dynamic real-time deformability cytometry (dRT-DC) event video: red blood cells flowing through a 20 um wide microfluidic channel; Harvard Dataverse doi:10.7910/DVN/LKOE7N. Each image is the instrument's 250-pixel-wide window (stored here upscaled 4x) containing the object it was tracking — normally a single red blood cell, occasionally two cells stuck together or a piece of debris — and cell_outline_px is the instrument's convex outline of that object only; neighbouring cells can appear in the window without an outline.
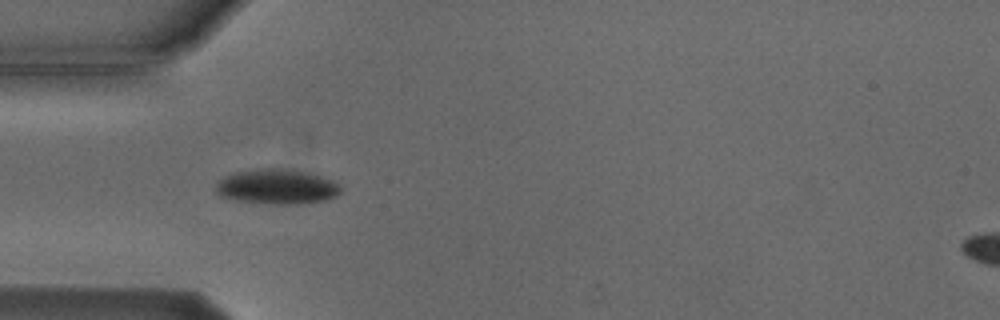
{"species": "Egyptian fruit bat (a non-hibernating species)", "species_latin": "Rousettus aegyptiacus", "temperature_condition": "cold", "stored_images_in_passage": 5, "camera_frame_rate_fps": 3000, "um_per_image_px": 0.085, "animal": {"sex": "male"}, "frame": {"image": 1, "passage_image": 4, "time_ms": 3.333, "image_size_px": [1000, 320], "cell_outline_px": [[340, 192], [336, 196], [328, 200], [300, 204], [276, 204], [236, 200], [220, 196], [216, 192], [216, 184], [224, 176], [236, 172], [264, 168], [280, 168], [308, 172], [332, 180], [340, 188]], "centroid_in_image_um": [23.54, 15.87], "position_along_channel_um": 61.5, "area_um2": 25.32}}